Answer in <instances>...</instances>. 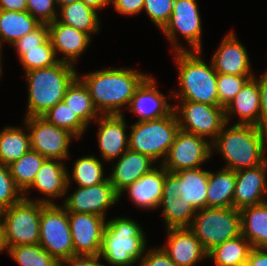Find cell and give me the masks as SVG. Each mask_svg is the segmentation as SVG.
<instances>
[{"label": "cell", "instance_id": "31", "mask_svg": "<svg viewBox=\"0 0 267 266\" xmlns=\"http://www.w3.org/2000/svg\"><path fill=\"white\" fill-rule=\"evenodd\" d=\"M25 129L7 126L0 131V162L5 166L31 150L30 134L27 127Z\"/></svg>", "mask_w": 267, "mask_h": 266}, {"label": "cell", "instance_id": "17", "mask_svg": "<svg viewBox=\"0 0 267 266\" xmlns=\"http://www.w3.org/2000/svg\"><path fill=\"white\" fill-rule=\"evenodd\" d=\"M156 80L153 76H147L136 88L127 109L137 114L139 119L136 122L159 119L170 115L174 106L167 101L173 98L172 90L170 96H164L156 87Z\"/></svg>", "mask_w": 267, "mask_h": 266}, {"label": "cell", "instance_id": "16", "mask_svg": "<svg viewBox=\"0 0 267 266\" xmlns=\"http://www.w3.org/2000/svg\"><path fill=\"white\" fill-rule=\"evenodd\" d=\"M119 194L107 178L104 182L89 186H78L71 195L65 198L63 206L67 212H79L106 216V210L118 203Z\"/></svg>", "mask_w": 267, "mask_h": 266}, {"label": "cell", "instance_id": "4", "mask_svg": "<svg viewBox=\"0 0 267 266\" xmlns=\"http://www.w3.org/2000/svg\"><path fill=\"white\" fill-rule=\"evenodd\" d=\"M74 67L58 61L55 65L25 72L28 82L25 117L42 116L64 99L68 86L78 76Z\"/></svg>", "mask_w": 267, "mask_h": 266}, {"label": "cell", "instance_id": "2", "mask_svg": "<svg viewBox=\"0 0 267 266\" xmlns=\"http://www.w3.org/2000/svg\"><path fill=\"white\" fill-rule=\"evenodd\" d=\"M226 123L211 143L212 155L218 150L226 162L225 169L238 171L253 168L267 160V131L253 125Z\"/></svg>", "mask_w": 267, "mask_h": 266}, {"label": "cell", "instance_id": "49", "mask_svg": "<svg viewBox=\"0 0 267 266\" xmlns=\"http://www.w3.org/2000/svg\"><path fill=\"white\" fill-rule=\"evenodd\" d=\"M245 266H267V249L252 248Z\"/></svg>", "mask_w": 267, "mask_h": 266}, {"label": "cell", "instance_id": "22", "mask_svg": "<svg viewBox=\"0 0 267 266\" xmlns=\"http://www.w3.org/2000/svg\"><path fill=\"white\" fill-rule=\"evenodd\" d=\"M49 29V39L54 48L58 61L75 66L78 58L88 48L91 36L83 31L77 30L72 26L65 25L57 19L47 24ZM63 56L58 58V54Z\"/></svg>", "mask_w": 267, "mask_h": 266}, {"label": "cell", "instance_id": "5", "mask_svg": "<svg viewBox=\"0 0 267 266\" xmlns=\"http://www.w3.org/2000/svg\"><path fill=\"white\" fill-rule=\"evenodd\" d=\"M146 241L138 222L127 217L112 218L104 229L100 256L110 266H133L142 260Z\"/></svg>", "mask_w": 267, "mask_h": 266}, {"label": "cell", "instance_id": "42", "mask_svg": "<svg viewBox=\"0 0 267 266\" xmlns=\"http://www.w3.org/2000/svg\"><path fill=\"white\" fill-rule=\"evenodd\" d=\"M173 5L174 0H144L143 10L153 24L162 30L171 18Z\"/></svg>", "mask_w": 267, "mask_h": 266}, {"label": "cell", "instance_id": "21", "mask_svg": "<svg viewBox=\"0 0 267 266\" xmlns=\"http://www.w3.org/2000/svg\"><path fill=\"white\" fill-rule=\"evenodd\" d=\"M67 177L68 169L62 160L46 158L38 170L34 182L23 193V197L28 199V192L35 188L46 198L35 201L43 204H55L54 198H62L67 194Z\"/></svg>", "mask_w": 267, "mask_h": 266}, {"label": "cell", "instance_id": "34", "mask_svg": "<svg viewBox=\"0 0 267 266\" xmlns=\"http://www.w3.org/2000/svg\"><path fill=\"white\" fill-rule=\"evenodd\" d=\"M69 173L70 172L68 171V186L66 193L70 190V184L74 180L80 187H89L100 184L108 178L104 175L103 163L93 155L76 159L71 173L72 177Z\"/></svg>", "mask_w": 267, "mask_h": 266}, {"label": "cell", "instance_id": "40", "mask_svg": "<svg viewBox=\"0 0 267 266\" xmlns=\"http://www.w3.org/2000/svg\"><path fill=\"white\" fill-rule=\"evenodd\" d=\"M254 75H230L218 73L217 93L219 106L225 108Z\"/></svg>", "mask_w": 267, "mask_h": 266}, {"label": "cell", "instance_id": "7", "mask_svg": "<svg viewBox=\"0 0 267 266\" xmlns=\"http://www.w3.org/2000/svg\"><path fill=\"white\" fill-rule=\"evenodd\" d=\"M189 228L209 252L215 246L242 235L241 212L234 207L198 209Z\"/></svg>", "mask_w": 267, "mask_h": 266}, {"label": "cell", "instance_id": "14", "mask_svg": "<svg viewBox=\"0 0 267 266\" xmlns=\"http://www.w3.org/2000/svg\"><path fill=\"white\" fill-rule=\"evenodd\" d=\"M210 157H212L210 141L180 129L166 158L160 164L169 172H178L200 168Z\"/></svg>", "mask_w": 267, "mask_h": 266}, {"label": "cell", "instance_id": "23", "mask_svg": "<svg viewBox=\"0 0 267 266\" xmlns=\"http://www.w3.org/2000/svg\"><path fill=\"white\" fill-rule=\"evenodd\" d=\"M222 40L211 59L215 71L230 75H255L249 54L234 31H230Z\"/></svg>", "mask_w": 267, "mask_h": 266}, {"label": "cell", "instance_id": "44", "mask_svg": "<svg viewBox=\"0 0 267 266\" xmlns=\"http://www.w3.org/2000/svg\"><path fill=\"white\" fill-rule=\"evenodd\" d=\"M49 38V29L47 24L41 23L36 29L24 35L12 46L16 49H33L42 45Z\"/></svg>", "mask_w": 267, "mask_h": 266}, {"label": "cell", "instance_id": "24", "mask_svg": "<svg viewBox=\"0 0 267 266\" xmlns=\"http://www.w3.org/2000/svg\"><path fill=\"white\" fill-rule=\"evenodd\" d=\"M166 174L167 170L161 164L155 165L148 173L125 188L119 198L127 191L135 206L141 209H157L162 200Z\"/></svg>", "mask_w": 267, "mask_h": 266}, {"label": "cell", "instance_id": "33", "mask_svg": "<svg viewBox=\"0 0 267 266\" xmlns=\"http://www.w3.org/2000/svg\"><path fill=\"white\" fill-rule=\"evenodd\" d=\"M63 100L87 126L91 121L96 123L95 120L100 116L92 102L87 86L79 76L68 86Z\"/></svg>", "mask_w": 267, "mask_h": 266}, {"label": "cell", "instance_id": "1", "mask_svg": "<svg viewBox=\"0 0 267 266\" xmlns=\"http://www.w3.org/2000/svg\"><path fill=\"white\" fill-rule=\"evenodd\" d=\"M148 75L120 67L93 71L79 78L87 86L100 115H123L122 109L129 107L136 88Z\"/></svg>", "mask_w": 267, "mask_h": 266}, {"label": "cell", "instance_id": "30", "mask_svg": "<svg viewBox=\"0 0 267 266\" xmlns=\"http://www.w3.org/2000/svg\"><path fill=\"white\" fill-rule=\"evenodd\" d=\"M58 13H60L57 16L59 22L83 31L91 37L102 27L98 13L81 0L60 7Z\"/></svg>", "mask_w": 267, "mask_h": 266}, {"label": "cell", "instance_id": "12", "mask_svg": "<svg viewBox=\"0 0 267 266\" xmlns=\"http://www.w3.org/2000/svg\"><path fill=\"white\" fill-rule=\"evenodd\" d=\"M199 12L196 0H174L171 18L161 30L171 42L173 51H203L202 22ZM178 34L187 41L191 50L180 44Z\"/></svg>", "mask_w": 267, "mask_h": 266}, {"label": "cell", "instance_id": "52", "mask_svg": "<svg viewBox=\"0 0 267 266\" xmlns=\"http://www.w3.org/2000/svg\"><path fill=\"white\" fill-rule=\"evenodd\" d=\"M2 214L0 211V253L4 251V246H3V230H2Z\"/></svg>", "mask_w": 267, "mask_h": 266}, {"label": "cell", "instance_id": "51", "mask_svg": "<svg viewBox=\"0 0 267 266\" xmlns=\"http://www.w3.org/2000/svg\"><path fill=\"white\" fill-rule=\"evenodd\" d=\"M81 1L84 2L91 9L95 10L96 12H98V10L100 11L102 8H105V5L108 4L111 5V0H81Z\"/></svg>", "mask_w": 267, "mask_h": 266}, {"label": "cell", "instance_id": "37", "mask_svg": "<svg viewBox=\"0 0 267 266\" xmlns=\"http://www.w3.org/2000/svg\"><path fill=\"white\" fill-rule=\"evenodd\" d=\"M19 266H57V260L39 243L16 245L6 250Z\"/></svg>", "mask_w": 267, "mask_h": 266}, {"label": "cell", "instance_id": "46", "mask_svg": "<svg viewBox=\"0 0 267 266\" xmlns=\"http://www.w3.org/2000/svg\"><path fill=\"white\" fill-rule=\"evenodd\" d=\"M258 87L260 90V116H259V128L267 131V71L257 79Z\"/></svg>", "mask_w": 267, "mask_h": 266}, {"label": "cell", "instance_id": "28", "mask_svg": "<svg viewBox=\"0 0 267 266\" xmlns=\"http://www.w3.org/2000/svg\"><path fill=\"white\" fill-rule=\"evenodd\" d=\"M242 235L252 248L267 249V201L242 208Z\"/></svg>", "mask_w": 267, "mask_h": 266}, {"label": "cell", "instance_id": "9", "mask_svg": "<svg viewBox=\"0 0 267 266\" xmlns=\"http://www.w3.org/2000/svg\"><path fill=\"white\" fill-rule=\"evenodd\" d=\"M39 244L57 261L74 256L68 212L62 205L43 204Z\"/></svg>", "mask_w": 267, "mask_h": 266}, {"label": "cell", "instance_id": "25", "mask_svg": "<svg viewBox=\"0 0 267 266\" xmlns=\"http://www.w3.org/2000/svg\"><path fill=\"white\" fill-rule=\"evenodd\" d=\"M114 161L115 163L108 179L119 195L125 188L148 173L156 165V162L149 156L130 149L124 152L118 160Z\"/></svg>", "mask_w": 267, "mask_h": 266}, {"label": "cell", "instance_id": "29", "mask_svg": "<svg viewBox=\"0 0 267 266\" xmlns=\"http://www.w3.org/2000/svg\"><path fill=\"white\" fill-rule=\"evenodd\" d=\"M40 24L28 11L0 10V51L4 42L13 45Z\"/></svg>", "mask_w": 267, "mask_h": 266}, {"label": "cell", "instance_id": "48", "mask_svg": "<svg viewBox=\"0 0 267 266\" xmlns=\"http://www.w3.org/2000/svg\"><path fill=\"white\" fill-rule=\"evenodd\" d=\"M117 13L122 15H135L143 10L144 0H111Z\"/></svg>", "mask_w": 267, "mask_h": 266}, {"label": "cell", "instance_id": "38", "mask_svg": "<svg viewBox=\"0 0 267 266\" xmlns=\"http://www.w3.org/2000/svg\"><path fill=\"white\" fill-rule=\"evenodd\" d=\"M16 52L18 54L19 61L25 70L24 72L49 67L58 62L49 38L37 48L16 49Z\"/></svg>", "mask_w": 267, "mask_h": 266}, {"label": "cell", "instance_id": "36", "mask_svg": "<svg viewBox=\"0 0 267 266\" xmlns=\"http://www.w3.org/2000/svg\"><path fill=\"white\" fill-rule=\"evenodd\" d=\"M53 125L66 129L73 134L76 139H82V135L87 130V125L69 108L64 100L57 103L42 115Z\"/></svg>", "mask_w": 267, "mask_h": 266}, {"label": "cell", "instance_id": "43", "mask_svg": "<svg viewBox=\"0 0 267 266\" xmlns=\"http://www.w3.org/2000/svg\"><path fill=\"white\" fill-rule=\"evenodd\" d=\"M56 5V0H27V11L40 23L49 24L57 19Z\"/></svg>", "mask_w": 267, "mask_h": 266}, {"label": "cell", "instance_id": "20", "mask_svg": "<svg viewBox=\"0 0 267 266\" xmlns=\"http://www.w3.org/2000/svg\"><path fill=\"white\" fill-rule=\"evenodd\" d=\"M124 115H100L95 121L99 124L97 141L101 157L105 162L117 160L129 149V134Z\"/></svg>", "mask_w": 267, "mask_h": 266}, {"label": "cell", "instance_id": "35", "mask_svg": "<svg viewBox=\"0 0 267 266\" xmlns=\"http://www.w3.org/2000/svg\"><path fill=\"white\" fill-rule=\"evenodd\" d=\"M45 159L38 152L30 150L8 166L16 187L22 193L32 185Z\"/></svg>", "mask_w": 267, "mask_h": 266}, {"label": "cell", "instance_id": "19", "mask_svg": "<svg viewBox=\"0 0 267 266\" xmlns=\"http://www.w3.org/2000/svg\"><path fill=\"white\" fill-rule=\"evenodd\" d=\"M166 244L161 246L176 266H195L208 258V252L189 227L167 228Z\"/></svg>", "mask_w": 267, "mask_h": 266}, {"label": "cell", "instance_id": "41", "mask_svg": "<svg viewBox=\"0 0 267 266\" xmlns=\"http://www.w3.org/2000/svg\"><path fill=\"white\" fill-rule=\"evenodd\" d=\"M23 193L16 187L8 166L0 162V211L17 203Z\"/></svg>", "mask_w": 267, "mask_h": 266}, {"label": "cell", "instance_id": "47", "mask_svg": "<svg viewBox=\"0 0 267 266\" xmlns=\"http://www.w3.org/2000/svg\"><path fill=\"white\" fill-rule=\"evenodd\" d=\"M101 256L97 255H74L71 258L59 260L57 266H107L100 262Z\"/></svg>", "mask_w": 267, "mask_h": 266}, {"label": "cell", "instance_id": "15", "mask_svg": "<svg viewBox=\"0 0 267 266\" xmlns=\"http://www.w3.org/2000/svg\"><path fill=\"white\" fill-rule=\"evenodd\" d=\"M106 217L68 212L74 255H97L102 249Z\"/></svg>", "mask_w": 267, "mask_h": 266}, {"label": "cell", "instance_id": "32", "mask_svg": "<svg viewBox=\"0 0 267 266\" xmlns=\"http://www.w3.org/2000/svg\"><path fill=\"white\" fill-rule=\"evenodd\" d=\"M251 249L250 242L240 235L215 246L208 252V259H213L216 266H245Z\"/></svg>", "mask_w": 267, "mask_h": 266}, {"label": "cell", "instance_id": "13", "mask_svg": "<svg viewBox=\"0 0 267 266\" xmlns=\"http://www.w3.org/2000/svg\"><path fill=\"white\" fill-rule=\"evenodd\" d=\"M30 134L31 150L45 158L66 161L69 158L71 139L76 137L59 128L42 116L25 117L23 123Z\"/></svg>", "mask_w": 267, "mask_h": 266}, {"label": "cell", "instance_id": "45", "mask_svg": "<svg viewBox=\"0 0 267 266\" xmlns=\"http://www.w3.org/2000/svg\"><path fill=\"white\" fill-rule=\"evenodd\" d=\"M145 252L138 266H176L162 247L146 249Z\"/></svg>", "mask_w": 267, "mask_h": 266}, {"label": "cell", "instance_id": "10", "mask_svg": "<svg viewBox=\"0 0 267 266\" xmlns=\"http://www.w3.org/2000/svg\"><path fill=\"white\" fill-rule=\"evenodd\" d=\"M177 102L180 104L173 105V111L180 129L204 137L212 143L226 124L225 108L186 100Z\"/></svg>", "mask_w": 267, "mask_h": 266}, {"label": "cell", "instance_id": "26", "mask_svg": "<svg viewBox=\"0 0 267 266\" xmlns=\"http://www.w3.org/2000/svg\"><path fill=\"white\" fill-rule=\"evenodd\" d=\"M233 114L239 116L236 124L253 125L259 128L260 90L254 77L246 82L234 99L225 107V119L229 125Z\"/></svg>", "mask_w": 267, "mask_h": 266}, {"label": "cell", "instance_id": "3", "mask_svg": "<svg viewBox=\"0 0 267 266\" xmlns=\"http://www.w3.org/2000/svg\"><path fill=\"white\" fill-rule=\"evenodd\" d=\"M178 68L179 91H172L175 100L219 105L217 75L212 62L203 61L202 51H174Z\"/></svg>", "mask_w": 267, "mask_h": 266}, {"label": "cell", "instance_id": "6", "mask_svg": "<svg viewBox=\"0 0 267 266\" xmlns=\"http://www.w3.org/2000/svg\"><path fill=\"white\" fill-rule=\"evenodd\" d=\"M130 128L129 149L149 156L156 163L164 161L180 130L174 111L159 119L135 122Z\"/></svg>", "mask_w": 267, "mask_h": 266}, {"label": "cell", "instance_id": "11", "mask_svg": "<svg viewBox=\"0 0 267 266\" xmlns=\"http://www.w3.org/2000/svg\"><path fill=\"white\" fill-rule=\"evenodd\" d=\"M161 206L166 229L191 225L197 209L188 201L187 170L167 171L159 207Z\"/></svg>", "mask_w": 267, "mask_h": 266}, {"label": "cell", "instance_id": "53", "mask_svg": "<svg viewBox=\"0 0 267 266\" xmlns=\"http://www.w3.org/2000/svg\"><path fill=\"white\" fill-rule=\"evenodd\" d=\"M77 1H80V0H56V4H57L58 8H60L62 6H66V5H69L71 3H75Z\"/></svg>", "mask_w": 267, "mask_h": 266}, {"label": "cell", "instance_id": "39", "mask_svg": "<svg viewBox=\"0 0 267 266\" xmlns=\"http://www.w3.org/2000/svg\"><path fill=\"white\" fill-rule=\"evenodd\" d=\"M188 169L187 170V192L188 201L198 209L206 208L208 172L209 170Z\"/></svg>", "mask_w": 267, "mask_h": 266}, {"label": "cell", "instance_id": "50", "mask_svg": "<svg viewBox=\"0 0 267 266\" xmlns=\"http://www.w3.org/2000/svg\"><path fill=\"white\" fill-rule=\"evenodd\" d=\"M0 10L27 11V0H0Z\"/></svg>", "mask_w": 267, "mask_h": 266}, {"label": "cell", "instance_id": "27", "mask_svg": "<svg viewBox=\"0 0 267 266\" xmlns=\"http://www.w3.org/2000/svg\"><path fill=\"white\" fill-rule=\"evenodd\" d=\"M236 186V171L221 168L217 172H208L207 208L233 207V195Z\"/></svg>", "mask_w": 267, "mask_h": 266}, {"label": "cell", "instance_id": "18", "mask_svg": "<svg viewBox=\"0 0 267 266\" xmlns=\"http://www.w3.org/2000/svg\"><path fill=\"white\" fill-rule=\"evenodd\" d=\"M267 200V160L256 167L236 171L233 207L257 205Z\"/></svg>", "mask_w": 267, "mask_h": 266}, {"label": "cell", "instance_id": "54", "mask_svg": "<svg viewBox=\"0 0 267 266\" xmlns=\"http://www.w3.org/2000/svg\"><path fill=\"white\" fill-rule=\"evenodd\" d=\"M1 53H2V51H0V78H1V75H2V73H3V72H2V71H3V69H2L3 67H2V62H1V58H2V57H1V56H2Z\"/></svg>", "mask_w": 267, "mask_h": 266}, {"label": "cell", "instance_id": "8", "mask_svg": "<svg viewBox=\"0 0 267 266\" xmlns=\"http://www.w3.org/2000/svg\"><path fill=\"white\" fill-rule=\"evenodd\" d=\"M43 203L22 197L1 211L4 250L16 245L38 244Z\"/></svg>", "mask_w": 267, "mask_h": 266}]
</instances>
